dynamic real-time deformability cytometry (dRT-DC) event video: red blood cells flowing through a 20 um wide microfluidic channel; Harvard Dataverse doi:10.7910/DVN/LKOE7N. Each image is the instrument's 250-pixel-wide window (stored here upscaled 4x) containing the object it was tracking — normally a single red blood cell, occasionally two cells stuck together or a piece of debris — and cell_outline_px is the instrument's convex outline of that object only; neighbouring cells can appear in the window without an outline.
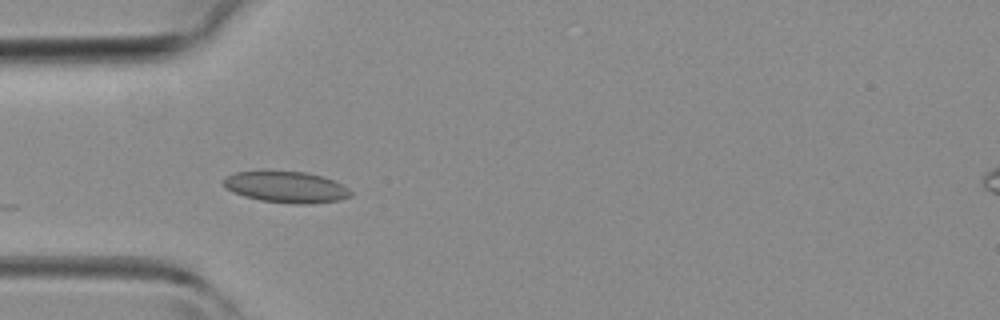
{"species": "common noctule bat (a hibernating species)", "species_latin": "Nyctalus noctula", "temperature_condition": "room temperature", "stored_images_in_passage": 9, "camera_frame_rate_fps": 3000, "um_per_image_px": 0.085, "animal": {"sex": "female", "body_mass_g": 19.3, "forearm_length_mm": 54.1}, "frame": {"image": 1, "passage_image": 1, "time_ms": 0.0, "image_size_px": [1000, 320], "cell_outline_px": [[352, 196], [340, 200], [308, 204], [292, 204], [260, 200], [244, 196], [232, 192], [224, 184], [224, 176], [236, 172], [304, 172], [324, 176], [348, 188], [352, 192]], "centroid_in_image_um": [24.35, 15.92], "position_along_channel_um": 60.6, "area_um2": 22.95}}
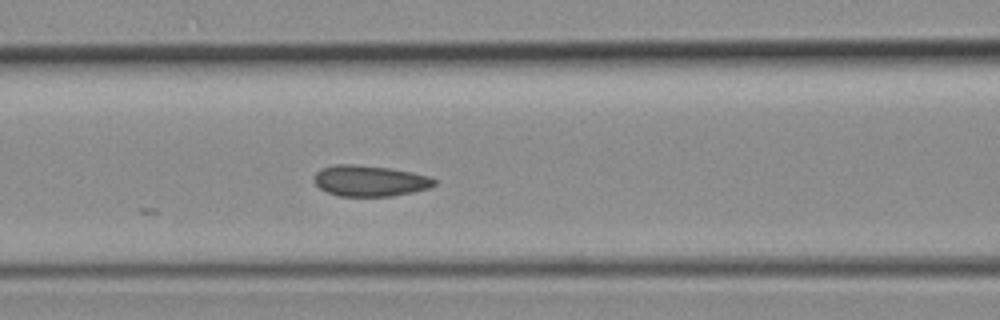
{"frame": {"image": 2, "passage_image": 6, "time_ms": 1.667, "image_size_px": [1000, 320], "cell_outline_px": [[436, 184], [428, 188], [412, 192], [392, 196], [340, 196], [328, 192], [320, 188], [312, 180], [312, 176], [320, 168], [332, 164], [356, 164], [392, 168], [412, 172], [428, 176], [436, 180]], "centroid_in_image_um": [31.39, 15.35], "position_along_channel_um": 135.2, "area_um2": 21.91}}
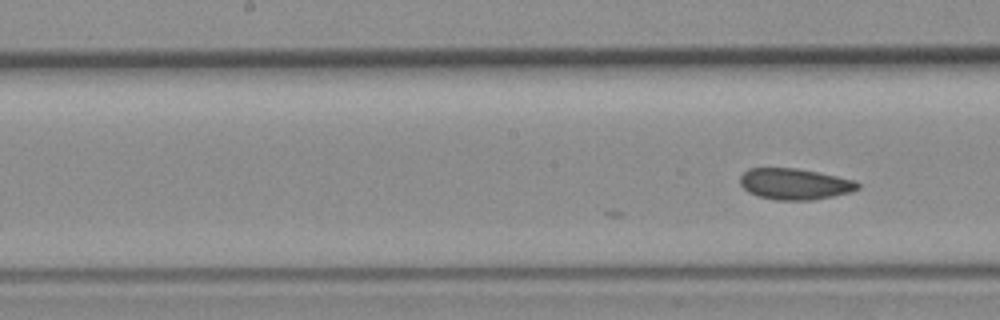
{"frame": {"image": 3, "passage_image": 9, "time_ms": 2.667, "image_size_px": [1000, 320], "cell_outline_px": [[860, 188], [852, 192], [812, 200], [776, 200], [756, 196], [748, 192], [740, 184], [740, 176], [748, 168], [796, 168], [856, 180], [860, 184]], "centroid_in_image_um": [67.55, 15.64], "position_along_channel_um": 180.7, "area_um2": 21.44}}